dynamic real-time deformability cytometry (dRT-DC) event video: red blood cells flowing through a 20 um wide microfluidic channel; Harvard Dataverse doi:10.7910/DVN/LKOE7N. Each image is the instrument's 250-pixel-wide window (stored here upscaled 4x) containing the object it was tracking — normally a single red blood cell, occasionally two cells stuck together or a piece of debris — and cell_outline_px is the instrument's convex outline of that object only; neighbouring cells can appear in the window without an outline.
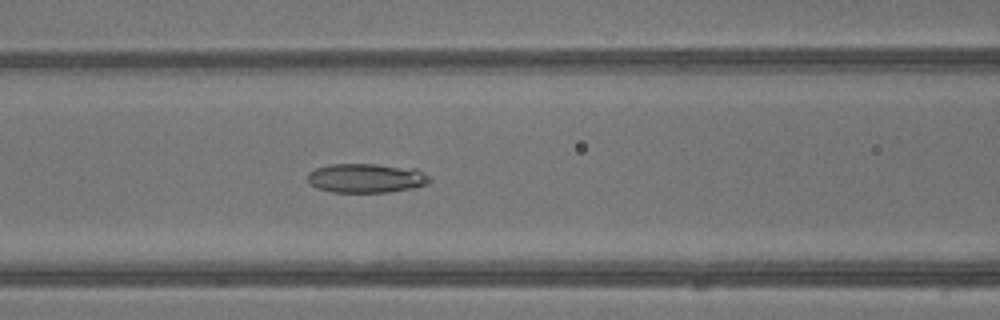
{"species": "common noctule bat (a hibernating species)", "species_latin": "Nyctalus noctula", "temperature_condition": "warm", "stored_images_in_passage": 43, "camera_frame_rate_fps": 3000, "um_per_image_px": 0.085, "animal": {"sex": "male", "body_mass_g": 13.3}, "frame": {"image": 1, "passage_image": 18, "time_ms": 5.667, "image_size_px": [1000, 320], "cell_outline_px": [[432, 180], [428, 184], [412, 188], [388, 192], [332, 192], [316, 188], [308, 184], [308, 172], [316, 168], [328, 164], [376, 164], [416, 168], [428, 176]], "centroid_in_image_um": [31.11, 15.14], "position_along_channel_um": 135.5, "area_um2": 20.98}}
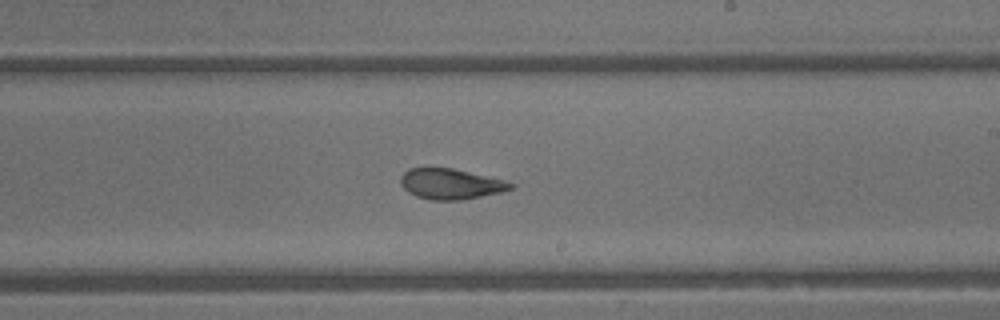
{"frame": {"image": 2, "passage_image": 25, "time_ms": 8.0, "image_size_px": [1000, 320], "cell_outline_px": [[516, 184], [512, 188], [500, 192], [460, 200], [432, 200], [416, 196], [408, 192], [400, 184], [400, 176], [408, 168], [452, 168], [504, 180]], "centroid_in_image_um": [38.27, 15.63], "position_along_channel_um": 250.7, "area_um2": 19.42}}
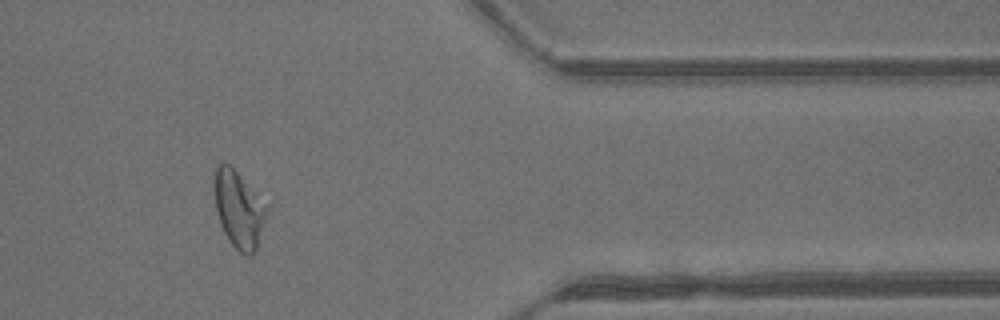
{"frame": {"image": 3, "passage_image": 35, "time_ms": 11.333, "image_size_px": [1000, 320], "cell_outline_px": [[268, 204], [264, 220], [256, 248], [252, 256], [244, 256], [228, 240], [220, 224], [216, 208], [216, 168], [220, 164], [228, 164]], "centroid_in_image_um": [20.32, 17.85], "position_along_channel_um": 391.1, "area_um2": 22.6}, "authors_computed_cell_mechanics": {"area_um2": 23.12, "velocity_mm_per_s": 4.9446, "shape_relaxation_time_tau1_ms": null, "shape_relaxation_time_tau2_ms": 1.6046, "deformation_change_tau1": null, "deformation_change_tau2": 0.091}}